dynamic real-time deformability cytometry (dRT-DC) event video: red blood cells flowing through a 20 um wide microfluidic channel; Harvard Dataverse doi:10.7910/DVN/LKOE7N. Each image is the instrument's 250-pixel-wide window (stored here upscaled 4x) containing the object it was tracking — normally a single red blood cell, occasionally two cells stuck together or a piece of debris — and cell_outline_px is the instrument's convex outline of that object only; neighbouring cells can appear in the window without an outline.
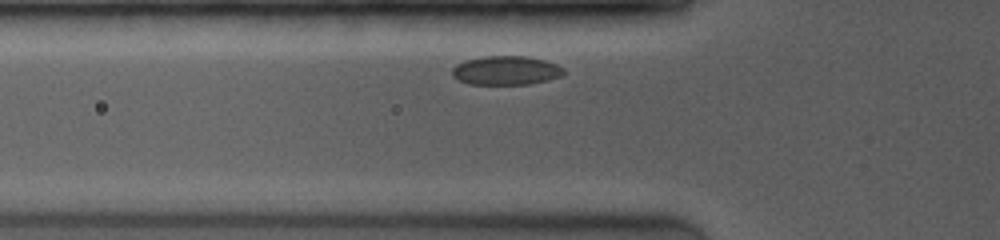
{"species": "common noctule bat (a hibernating species)", "species_latin": "Nyctalus noctula", "temperature_condition": "room temperature", "stored_images_in_passage": 36, "camera_frame_rate_fps": 4000, "um_per_image_px": 0.085, "animal": {"sex": "female", "body_mass_g": 19.0, "forearm_length_mm": 53.3}, "frame": {"image": 1, "passage_image": 4, "time_ms": 0.75, "image_size_px": [1000, 240], "cell_outline_px": [[564, 72], [560, 76], [548, 80], [528, 84], [472, 84], [460, 80], [452, 76], [452, 68], [456, 64], [468, 60], [484, 56], [528, 56], [544, 60], [556, 64], [564, 68]], "centroid_in_image_um": [43.02, 5.98], "position_along_channel_um": 82.8, "area_um2": 18.67}}
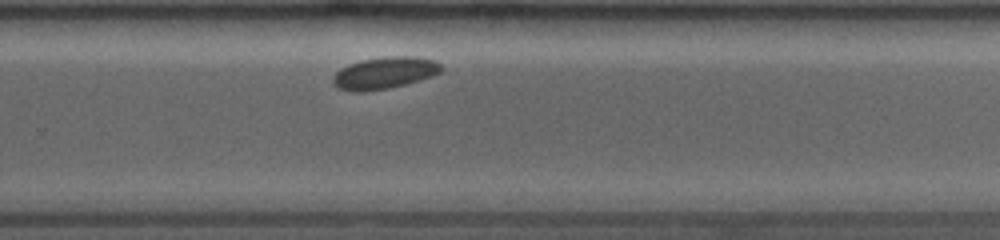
{"frame": {"image": 2, "passage_image": 24, "time_ms": 6.5, "image_size_px": [1000, 240], "cell_outline_px": [[444, 68], [440, 72], [432, 76], [404, 84], [388, 88], [364, 92], [356, 92], [340, 88], [332, 80], [336, 72], [352, 64], [364, 60], [392, 56], [416, 56], [436, 60]], "centroid_in_image_um": [32.76, 6.19], "position_along_channel_um": 297.0, "area_um2": 19.65}}
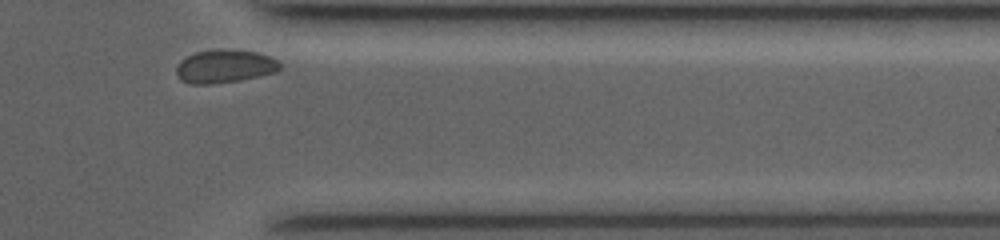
{"frame": {"image": 3, "passage_image": 34, "time_ms": 9.0, "image_size_px": [1000, 240], "cell_outline_px": [[280, 68], [276, 72], [240, 80], [212, 84], [192, 84], [180, 80], [176, 72], [176, 68], [180, 60], [196, 52], [220, 48], [256, 52], [268, 56], [276, 60], [280, 64]], "centroid_in_image_um": [19.07, 5.63], "position_along_channel_um": 392.3, "area_um2": 20.0}}